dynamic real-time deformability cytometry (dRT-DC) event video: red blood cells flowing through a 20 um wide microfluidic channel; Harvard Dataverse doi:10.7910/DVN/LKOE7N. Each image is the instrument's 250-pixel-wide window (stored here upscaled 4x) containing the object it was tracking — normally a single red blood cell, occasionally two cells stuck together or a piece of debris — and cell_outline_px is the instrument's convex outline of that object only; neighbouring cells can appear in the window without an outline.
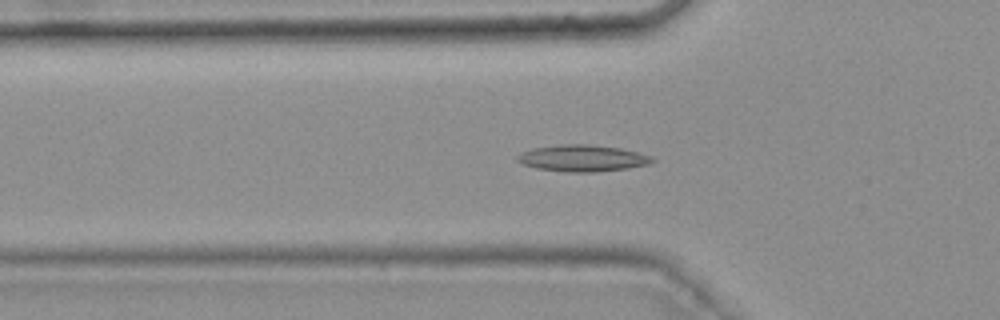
{"species": "common noctule bat (a hibernating species)", "species_latin": "Nyctalus noctula", "temperature_condition": "warm", "stored_images_in_passage": 46, "camera_frame_rate_fps": 3000, "um_per_image_px": 0.085, "animal": {"sex": "female", "body_mass_g": 25.1}, "frame": {"image": 1, "passage_image": 17, "time_ms": 5.333, "image_size_px": [1000, 320], "cell_outline_px": [[656, 160], [648, 164], [628, 168], [596, 172], [568, 172], [536, 168], [524, 164], [516, 160], [516, 156], [520, 152], [532, 148], [560, 144], [588, 144], [620, 148], [652, 156]], "centroid_in_image_um": [49.49, 13.44], "position_along_channel_um": 76.3, "area_um2": 20.92}}
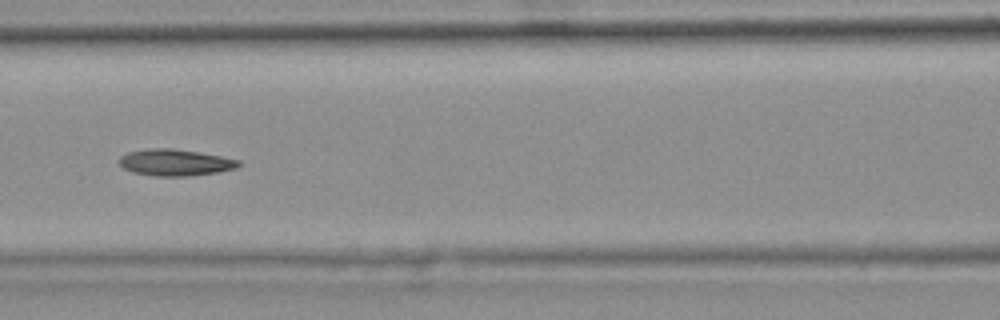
{"frame": {"image": 2, "passage_image": 23, "time_ms": 7.333, "image_size_px": [1000, 320], "cell_outline_px": [[240, 164], [236, 168], [216, 172], [188, 176], [156, 176], [132, 172], [124, 168], [120, 164], [120, 156], [128, 152], [152, 148], [172, 148], [200, 152], [240, 160]], "centroid_in_image_um": [14.89, 13.81], "position_along_channel_um": 151.7, "area_um2": 18.32}}
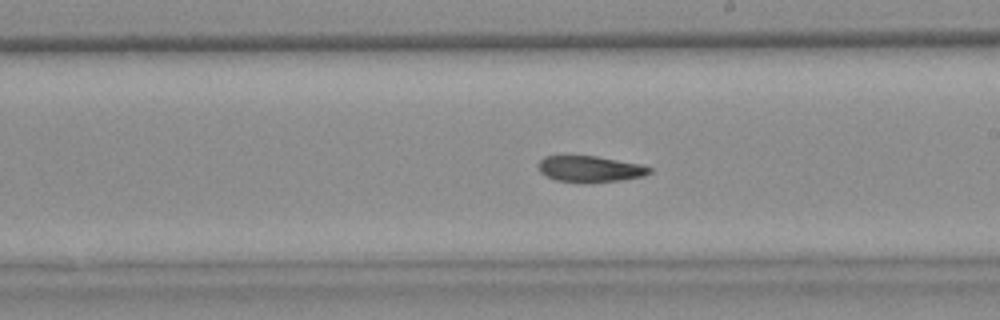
{"frame": {"image": 3, "passage_image": 30, "time_ms": 9.667, "image_size_px": [1000, 320], "cell_outline_px": [[652, 172], [644, 176], [620, 180], [556, 180], [544, 176], [540, 172], [540, 160], [544, 156], [596, 156], [640, 164], [652, 168]], "centroid_in_image_um": [50.18, 14.32], "position_along_channel_um": 238.8, "area_um2": 16.18}, "authors_computed_cell_mechanics": {"area_um2": 18.2648, "velocity_mm_per_s": 3.7541, "shape_relaxation_time_tau1_ms": null, "shape_relaxation_time_tau2_ms": 6.3103, "deformation_change_tau1": null, "deformation_change_tau2": 0.1309}}